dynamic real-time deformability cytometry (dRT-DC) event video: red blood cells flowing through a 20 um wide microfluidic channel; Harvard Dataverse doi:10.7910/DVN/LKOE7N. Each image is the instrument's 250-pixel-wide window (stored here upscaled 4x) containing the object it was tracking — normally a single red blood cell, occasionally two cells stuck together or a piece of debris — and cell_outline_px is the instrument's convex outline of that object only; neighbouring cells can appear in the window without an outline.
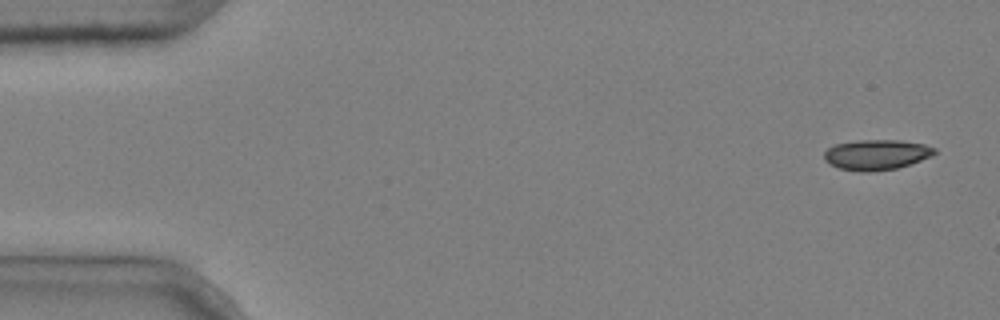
{"species": "common noctule bat (a hibernating species)", "species_latin": "Nyctalus noctula", "temperature_condition": "cold", "stored_images_in_passage": 3, "camera_frame_rate_fps": 3000, "um_per_image_px": 0.085, "animal": {"sex": "male", "body_mass_g": 20.4}, "frame": {"image": 1, "passage_image": 1, "time_ms": 0.0, "image_size_px": [1000, 320], "cell_outline_px": [[936, 152], [932, 156], [896, 168], [872, 172], [860, 172], [840, 168], [824, 160], [824, 152], [828, 148], [836, 144], [860, 140], [900, 140], [924, 144], [936, 148]], "centroid_in_image_um": [74.5, 13.14], "position_along_channel_um": 10.5, "area_um2": 19.36}}